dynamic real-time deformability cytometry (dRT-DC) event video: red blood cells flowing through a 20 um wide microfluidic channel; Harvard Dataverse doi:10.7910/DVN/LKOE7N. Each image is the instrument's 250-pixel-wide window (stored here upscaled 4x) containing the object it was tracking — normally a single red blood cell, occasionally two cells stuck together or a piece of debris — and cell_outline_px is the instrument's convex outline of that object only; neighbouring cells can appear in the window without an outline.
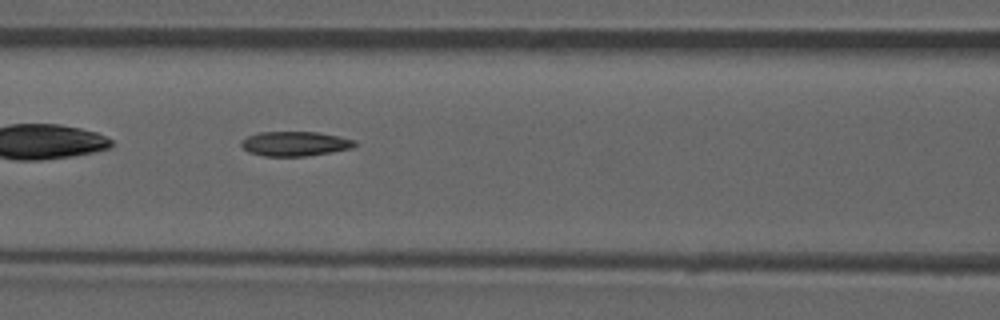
{"species": "common noctule bat (a hibernating species)", "species_latin": "Nyctalus noctula", "temperature_condition": "room temperature", "stored_images_in_passage": 36, "camera_frame_rate_fps": 3000, "um_per_image_px": 0.085, "animal": {"sex": "male", "forearm_length_mm": 52.5}, "frame": {"image": 1, "passage_image": 6, "time_ms": 1.667, "image_size_px": [1000, 320], "cell_outline_px": [[356, 144], [352, 148], [332, 152], [308, 156], [264, 156], [248, 152], [240, 144], [240, 140], [248, 136], [260, 132], [316, 132], [340, 136], [356, 140]], "centroid_in_image_um": [25.08, 12.22], "position_along_channel_um": 141.5, "area_um2": 16.36}}